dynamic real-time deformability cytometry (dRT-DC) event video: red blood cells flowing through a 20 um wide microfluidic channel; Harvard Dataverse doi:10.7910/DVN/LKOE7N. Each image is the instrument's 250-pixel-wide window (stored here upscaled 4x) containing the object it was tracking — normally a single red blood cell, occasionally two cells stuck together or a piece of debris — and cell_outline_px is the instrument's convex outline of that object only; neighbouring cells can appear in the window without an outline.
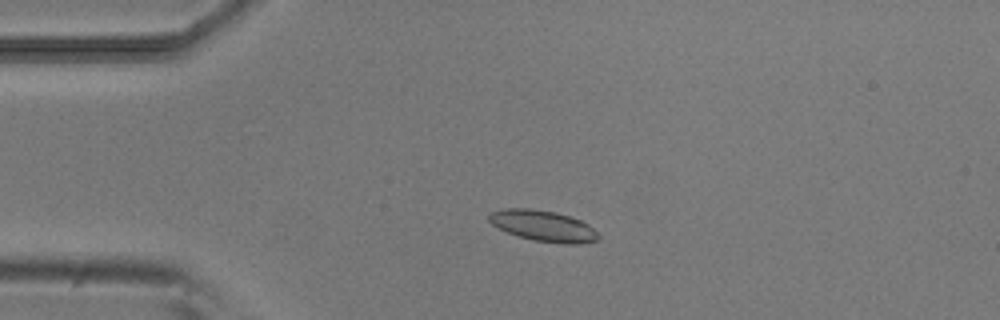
{"species": "common noctule bat (a hibernating species)", "species_latin": "Nyctalus noctula", "temperature_condition": "room temperature", "stored_images_in_passage": 51, "camera_frame_rate_fps": 3000, "um_per_image_px": 0.085, "animal": {"sex": "male", "body_mass_g": 20.5, "forearm_length_mm": 52.5}, "frame": {"image": 1, "passage_image": 11, "time_ms": 3.333, "image_size_px": [1000, 320], "cell_outline_px": [[600, 236], [596, 240], [576, 244], [564, 244], [532, 240], [508, 232], [492, 224], [488, 220], [488, 216], [492, 212], [504, 208], [528, 208], [556, 212], [580, 220], [588, 224]], "centroid_in_image_um": [46.17, 19.19], "position_along_channel_um": 38.8, "area_um2": 19.48}}
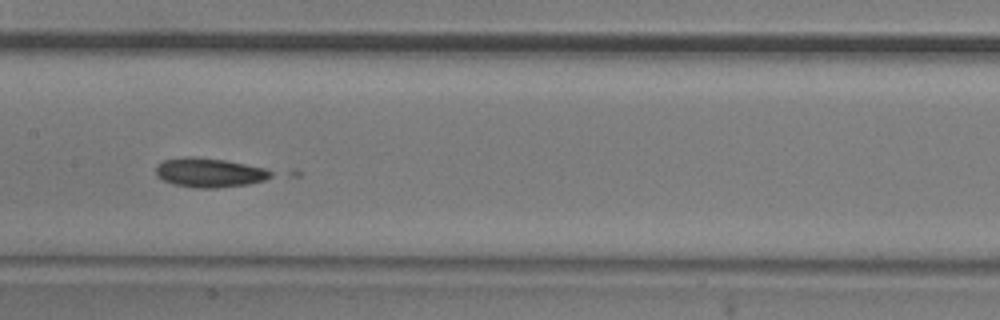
{"frame": {"image": 2, "passage_image": 25, "time_ms": 8.0, "image_size_px": [1000, 320], "cell_outline_px": [[272, 176], [264, 180], [248, 184], [216, 188], [196, 188], [172, 184], [156, 176], [156, 164], [164, 160], [184, 156], [224, 160], [264, 168], [272, 172]], "centroid_in_image_um": [17.75, 14.68], "position_along_channel_um": 189.6, "area_um2": 19.48}}
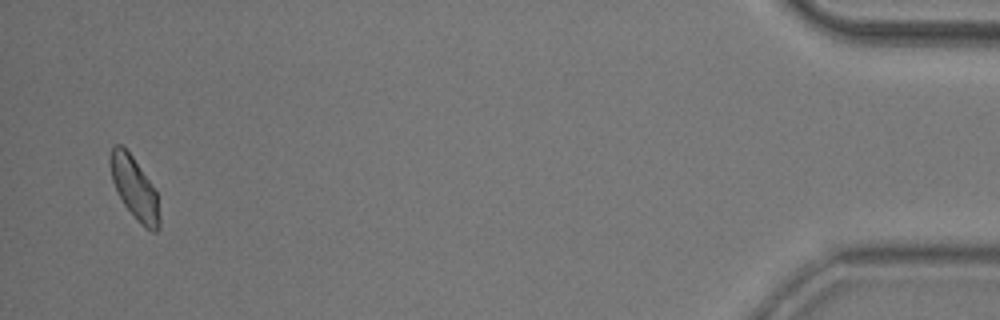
{"frame": {"image": 3, "passage_image": 50, "time_ms": 16.333, "image_size_px": [1000, 320], "cell_outline_px": [[160, 228], [156, 232], [152, 232], [144, 228], [124, 204], [112, 180], [112, 144], [120, 144], [132, 156], [156, 192], [160, 216]], "centroid_in_image_um": [11.48, 16.07], "position_along_channel_um": 423.7, "area_um2": 17.11}}